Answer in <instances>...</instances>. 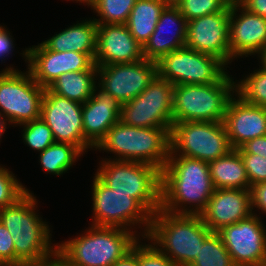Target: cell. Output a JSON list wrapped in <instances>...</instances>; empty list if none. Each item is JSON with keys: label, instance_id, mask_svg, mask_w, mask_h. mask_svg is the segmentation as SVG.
I'll return each instance as SVG.
<instances>
[{"label": "cell", "instance_id": "obj_29", "mask_svg": "<svg viewBox=\"0 0 266 266\" xmlns=\"http://www.w3.org/2000/svg\"><path fill=\"white\" fill-rule=\"evenodd\" d=\"M259 68L235 82V94L243 101L266 108V69L260 64Z\"/></svg>", "mask_w": 266, "mask_h": 266}, {"label": "cell", "instance_id": "obj_33", "mask_svg": "<svg viewBox=\"0 0 266 266\" xmlns=\"http://www.w3.org/2000/svg\"><path fill=\"white\" fill-rule=\"evenodd\" d=\"M231 0H178L174 5L187 21L222 11Z\"/></svg>", "mask_w": 266, "mask_h": 266}, {"label": "cell", "instance_id": "obj_27", "mask_svg": "<svg viewBox=\"0 0 266 266\" xmlns=\"http://www.w3.org/2000/svg\"><path fill=\"white\" fill-rule=\"evenodd\" d=\"M97 86V70L67 72L60 75L47 89L59 96L84 104Z\"/></svg>", "mask_w": 266, "mask_h": 266}, {"label": "cell", "instance_id": "obj_37", "mask_svg": "<svg viewBox=\"0 0 266 266\" xmlns=\"http://www.w3.org/2000/svg\"><path fill=\"white\" fill-rule=\"evenodd\" d=\"M0 264H15V249L12 235L0 221Z\"/></svg>", "mask_w": 266, "mask_h": 266}, {"label": "cell", "instance_id": "obj_47", "mask_svg": "<svg viewBox=\"0 0 266 266\" xmlns=\"http://www.w3.org/2000/svg\"><path fill=\"white\" fill-rule=\"evenodd\" d=\"M0 266H27L24 264H0Z\"/></svg>", "mask_w": 266, "mask_h": 266}, {"label": "cell", "instance_id": "obj_5", "mask_svg": "<svg viewBox=\"0 0 266 266\" xmlns=\"http://www.w3.org/2000/svg\"><path fill=\"white\" fill-rule=\"evenodd\" d=\"M170 130L132 127L119 121L93 149L114 154L110 160L143 162L162 170L170 154Z\"/></svg>", "mask_w": 266, "mask_h": 266}, {"label": "cell", "instance_id": "obj_22", "mask_svg": "<svg viewBox=\"0 0 266 266\" xmlns=\"http://www.w3.org/2000/svg\"><path fill=\"white\" fill-rule=\"evenodd\" d=\"M186 39V18L174 4H168L161 12L155 31L143 46V56L146 60L158 62L170 52L185 47Z\"/></svg>", "mask_w": 266, "mask_h": 266}, {"label": "cell", "instance_id": "obj_38", "mask_svg": "<svg viewBox=\"0 0 266 266\" xmlns=\"http://www.w3.org/2000/svg\"><path fill=\"white\" fill-rule=\"evenodd\" d=\"M250 196L253 214L255 215V211L261 210L262 213L259 211V214L265 213L264 215H266V181L252 185Z\"/></svg>", "mask_w": 266, "mask_h": 266}, {"label": "cell", "instance_id": "obj_1", "mask_svg": "<svg viewBox=\"0 0 266 266\" xmlns=\"http://www.w3.org/2000/svg\"><path fill=\"white\" fill-rule=\"evenodd\" d=\"M214 190L208 162L169 155L161 170L162 210L173 214L200 215Z\"/></svg>", "mask_w": 266, "mask_h": 266}, {"label": "cell", "instance_id": "obj_21", "mask_svg": "<svg viewBox=\"0 0 266 266\" xmlns=\"http://www.w3.org/2000/svg\"><path fill=\"white\" fill-rule=\"evenodd\" d=\"M223 124L232 149L266 135V108L251 105L234 95L227 106Z\"/></svg>", "mask_w": 266, "mask_h": 266}, {"label": "cell", "instance_id": "obj_9", "mask_svg": "<svg viewBox=\"0 0 266 266\" xmlns=\"http://www.w3.org/2000/svg\"><path fill=\"white\" fill-rule=\"evenodd\" d=\"M232 150L223 122L184 121L170 130V154L210 162Z\"/></svg>", "mask_w": 266, "mask_h": 266}, {"label": "cell", "instance_id": "obj_10", "mask_svg": "<svg viewBox=\"0 0 266 266\" xmlns=\"http://www.w3.org/2000/svg\"><path fill=\"white\" fill-rule=\"evenodd\" d=\"M14 66L0 71V113L10 125H21L41 117L45 88L32 77Z\"/></svg>", "mask_w": 266, "mask_h": 266}, {"label": "cell", "instance_id": "obj_48", "mask_svg": "<svg viewBox=\"0 0 266 266\" xmlns=\"http://www.w3.org/2000/svg\"><path fill=\"white\" fill-rule=\"evenodd\" d=\"M165 1L167 4H175L178 0H162Z\"/></svg>", "mask_w": 266, "mask_h": 266}, {"label": "cell", "instance_id": "obj_20", "mask_svg": "<svg viewBox=\"0 0 266 266\" xmlns=\"http://www.w3.org/2000/svg\"><path fill=\"white\" fill-rule=\"evenodd\" d=\"M252 211L250 189H215L200 216L212 232H217L250 217Z\"/></svg>", "mask_w": 266, "mask_h": 266}, {"label": "cell", "instance_id": "obj_34", "mask_svg": "<svg viewBox=\"0 0 266 266\" xmlns=\"http://www.w3.org/2000/svg\"><path fill=\"white\" fill-rule=\"evenodd\" d=\"M0 164V209L14 204L28 190L15 174Z\"/></svg>", "mask_w": 266, "mask_h": 266}, {"label": "cell", "instance_id": "obj_42", "mask_svg": "<svg viewBox=\"0 0 266 266\" xmlns=\"http://www.w3.org/2000/svg\"><path fill=\"white\" fill-rule=\"evenodd\" d=\"M112 266H138V241L129 252L119 258Z\"/></svg>", "mask_w": 266, "mask_h": 266}, {"label": "cell", "instance_id": "obj_4", "mask_svg": "<svg viewBox=\"0 0 266 266\" xmlns=\"http://www.w3.org/2000/svg\"><path fill=\"white\" fill-rule=\"evenodd\" d=\"M80 235L57 243V253L69 266H112L140 238L132 230L91 224Z\"/></svg>", "mask_w": 266, "mask_h": 266}, {"label": "cell", "instance_id": "obj_25", "mask_svg": "<svg viewBox=\"0 0 266 266\" xmlns=\"http://www.w3.org/2000/svg\"><path fill=\"white\" fill-rule=\"evenodd\" d=\"M208 166L215 189H250L245 165L237 149L208 162Z\"/></svg>", "mask_w": 266, "mask_h": 266}, {"label": "cell", "instance_id": "obj_2", "mask_svg": "<svg viewBox=\"0 0 266 266\" xmlns=\"http://www.w3.org/2000/svg\"><path fill=\"white\" fill-rule=\"evenodd\" d=\"M37 203L34 193L27 191L14 204L0 209V221L14 242L15 264L37 263L57 252L48 221L37 213Z\"/></svg>", "mask_w": 266, "mask_h": 266}, {"label": "cell", "instance_id": "obj_32", "mask_svg": "<svg viewBox=\"0 0 266 266\" xmlns=\"http://www.w3.org/2000/svg\"><path fill=\"white\" fill-rule=\"evenodd\" d=\"M18 126L23 128L21 133L24 144H27L34 151L43 152L55 142L52 130L41 118Z\"/></svg>", "mask_w": 266, "mask_h": 266}, {"label": "cell", "instance_id": "obj_46", "mask_svg": "<svg viewBox=\"0 0 266 266\" xmlns=\"http://www.w3.org/2000/svg\"><path fill=\"white\" fill-rule=\"evenodd\" d=\"M71 1H76L77 3L79 2V3H81V5L83 3V4L88 5L89 7H91L95 3L96 0H71Z\"/></svg>", "mask_w": 266, "mask_h": 266}, {"label": "cell", "instance_id": "obj_19", "mask_svg": "<svg viewBox=\"0 0 266 266\" xmlns=\"http://www.w3.org/2000/svg\"><path fill=\"white\" fill-rule=\"evenodd\" d=\"M142 59L143 46L132 36L126 24H97L96 66L133 63Z\"/></svg>", "mask_w": 266, "mask_h": 266}, {"label": "cell", "instance_id": "obj_28", "mask_svg": "<svg viewBox=\"0 0 266 266\" xmlns=\"http://www.w3.org/2000/svg\"><path fill=\"white\" fill-rule=\"evenodd\" d=\"M83 154L78 147L72 144L54 142L39 153V163L47 174L63 176V173L69 171Z\"/></svg>", "mask_w": 266, "mask_h": 266}, {"label": "cell", "instance_id": "obj_40", "mask_svg": "<svg viewBox=\"0 0 266 266\" xmlns=\"http://www.w3.org/2000/svg\"><path fill=\"white\" fill-rule=\"evenodd\" d=\"M11 34V35H10ZM14 39L12 36V33L10 32V30H8V28L6 29L5 25L4 26H0V59H1V63L5 62L7 56L12 55L13 52V48H14ZM5 58V59H4Z\"/></svg>", "mask_w": 266, "mask_h": 266}, {"label": "cell", "instance_id": "obj_6", "mask_svg": "<svg viewBox=\"0 0 266 266\" xmlns=\"http://www.w3.org/2000/svg\"><path fill=\"white\" fill-rule=\"evenodd\" d=\"M95 175L110 189L130 194L151 215L161 208V170L143 162L101 158Z\"/></svg>", "mask_w": 266, "mask_h": 266}, {"label": "cell", "instance_id": "obj_11", "mask_svg": "<svg viewBox=\"0 0 266 266\" xmlns=\"http://www.w3.org/2000/svg\"><path fill=\"white\" fill-rule=\"evenodd\" d=\"M156 63L158 76L173 86L216 83L228 71L217 57L187 47L170 52Z\"/></svg>", "mask_w": 266, "mask_h": 266}, {"label": "cell", "instance_id": "obj_8", "mask_svg": "<svg viewBox=\"0 0 266 266\" xmlns=\"http://www.w3.org/2000/svg\"><path fill=\"white\" fill-rule=\"evenodd\" d=\"M92 184L93 220L91 225L118 227L127 230L135 228L136 234L138 233L136 231L138 226L142 230L138 233L139 237L141 235V238H146L150 229L152 215L130 194L115 192L95 174Z\"/></svg>", "mask_w": 266, "mask_h": 266}, {"label": "cell", "instance_id": "obj_3", "mask_svg": "<svg viewBox=\"0 0 266 266\" xmlns=\"http://www.w3.org/2000/svg\"><path fill=\"white\" fill-rule=\"evenodd\" d=\"M212 233L200 215L173 214L160 208L152 215L144 241L152 242L177 266H189Z\"/></svg>", "mask_w": 266, "mask_h": 266}, {"label": "cell", "instance_id": "obj_36", "mask_svg": "<svg viewBox=\"0 0 266 266\" xmlns=\"http://www.w3.org/2000/svg\"><path fill=\"white\" fill-rule=\"evenodd\" d=\"M250 186L266 181V158L255 154H241Z\"/></svg>", "mask_w": 266, "mask_h": 266}, {"label": "cell", "instance_id": "obj_43", "mask_svg": "<svg viewBox=\"0 0 266 266\" xmlns=\"http://www.w3.org/2000/svg\"><path fill=\"white\" fill-rule=\"evenodd\" d=\"M27 266H69L65 260L56 252L53 256L38 261L37 263H32Z\"/></svg>", "mask_w": 266, "mask_h": 266}, {"label": "cell", "instance_id": "obj_45", "mask_svg": "<svg viewBox=\"0 0 266 266\" xmlns=\"http://www.w3.org/2000/svg\"><path fill=\"white\" fill-rule=\"evenodd\" d=\"M260 60V65L266 69V48L257 57Z\"/></svg>", "mask_w": 266, "mask_h": 266}, {"label": "cell", "instance_id": "obj_12", "mask_svg": "<svg viewBox=\"0 0 266 266\" xmlns=\"http://www.w3.org/2000/svg\"><path fill=\"white\" fill-rule=\"evenodd\" d=\"M174 86L158 75L136 98L121 106L120 121L139 128H171Z\"/></svg>", "mask_w": 266, "mask_h": 266}, {"label": "cell", "instance_id": "obj_7", "mask_svg": "<svg viewBox=\"0 0 266 266\" xmlns=\"http://www.w3.org/2000/svg\"><path fill=\"white\" fill-rule=\"evenodd\" d=\"M229 71L216 83L174 85L173 123L184 121L223 122L235 82Z\"/></svg>", "mask_w": 266, "mask_h": 266}, {"label": "cell", "instance_id": "obj_14", "mask_svg": "<svg viewBox=\"0 0 266 266\" xmlns=\"http://www.w3.org/2000/svg\"><path fill=\"white\" fill-rule=\"evenodd\" d=\"M256 212L216 233L236 266H266V229Z\"/></svg>", "mask_w": 266, "mask_h": 266}, {"label": "cell", "instance_id": "obj_30", "mask_svg": "<svg viewBox=\"0 0 266 266\" xmlns=\"http://www.w3.org/2000/svg\"><path fill=\"white\" fill-rule=\"evenodd\" d=\"M189 266H236L220 236L213 232L200 246L199 253Z\"/></svg>", "mask_w": 266, "mask_h": 266}, {"label": "cell", "instance_id": "obj_44", "mask_svg": "<svg viewBox=\"0 0 266 266\" xmlns=\"http://www.w3.org/2000/svg\"><path fill=\"white\" fill-rule=\"evenodd\" d=\"M7 123L9 124L10 122L4 119V117L0 113V141H1V137L3 136L4 132L7 129V125H8Z\"/></svg>", "mask_w": 266, "mask_h": 266}, {"label": "cell", "instance_id": "obj_18", "mask_svg": "<svg viewBox=\"0 0 266 266\" xmlns=\"http://www.w3.org/2000/svg\"><path fill=\"white\" fill-rule=\"evenodd\" d=\"M265 48L266 19L249 12L237 0H231L229 17L231 61L240 57L252 55L255 57L256 54L258 56Z\"/></svg>", "mask_w": 266, "mask_h": 266}, {"label": "cell", "instance_id": "obj_41", "mask_svg": "<svg viewBox=\"0 0 266 266\" xmlns=\"http://www.w3.org/2000/svg\"><path fill=\"white\" fill-rule=\"evenodd\" d=\"M245 9L266 19V0H237Z\"/></svg>", "mask_w": 266, "mask_h": 266}, {"label": "cell", "instance_id": "obj_15", "mask_svg": "<svg viewBox=\"0 0 266 266\" xmlns=\"http://www.w3.org/2000/svg\"><path fill=\"white\" fill-rule=\"evenodd\" d=\"M82 107L83 104L45 88L40 118L52 130L55 142L72 144L85 154L93 148L84 140Z\"/></svg>", "mask_w": 266, "mask_h": 266}, {"label": "cell", "instance_id": "obj_17", "mask_svg": "<svg viewBox=\"0 0 266 266\" xmlns=\"http://www.w3.org/2000/svg\"><path fill=\"white\" fill-rule=\"evenodd\" d=\"M229 17L230 3L220 12L187 21L185 47L217 57L229 68Z\"/></svg>", "mask_w": 266, "mask_h": 266}, {"label": "cell", "instance_id": "obj_24", "mask_svg": "<svg viewBox=\"0 0 266 266\" xmlns=\"http://www.w3.org/2000/svg\"><path fill=\"white\" fill-rule=\"evenodd\" d=\"M97 23L86 18L68 26L41 42L51 51H75L87 54L93 61L96 54Z\"/></svg>", "mask_w": 266, "mask_h": 266}, {"label": "cell", "instance_id": "obj_26", "mask_svg": "<svg viewBox=\"0 0 266 266\" xmlns=\"http://www.w3.org/2000/svg\"><path fill=\"white\" fill-rule=\"evenodd\" d=\"M167 5L162 0H136L126 26L141 46L145 45L155 31L161 12Z\"/></svg>", "mask_w": 266, "mask_h": 266}, {"label": "cell", "instance_id": "obj_31", "mask_svg": "<svg viewBox=\"0 0 266 266\" xmlns=\"http://www.w3.org/2000/svg\"><path fill=\"white\" fill-rule=\"evenodd\" d=\"M136 0H96L91 10L99 16L93 17L97 24H126Z\"/></svg>", "mask_w": 266, "mask_h": 266}, {"label": "cell", "instance_id": "obj_13", "mask_svg": "<svg viewBox=\"0 0 266 266\" xmlns=\"http://www.w3.org/2000/svg\"><path fill=\"white\" fill-rule=\"evenodd\" d=\"M157 75V63L145 58L97 66V86L122 105L140 95Z\"/></svg>", "mask_w": 266, "mask_h": 266}, {"label": "cell", "instance_id": "obj_16", "mask_svg": "<svg viewBox=\"0 0 266 266\" xmlns=\"http://www.w3.org/2000/svg\"><path fill=\"white\" fill-rule=\"evenodd\" d=\"M22 51V57H24L25 63H28L27 69L33 79L44 88L67 72L97 70L94 61L84 53L51 51L42 43Z\"/></svg>", "mask_w": 266, "mask_h": 266}, {"label": "cell", "instance_id": "obj_35", "mask_svg": "<svg viewBox=\"0 0 266 266\" xmlns=\"http://www.w3.org/2000/svg\"><path fill=\"white\" fill-rule=\"evenodd\" d=\"M143 239L138 240V266H177L152 242L143 244Z\"/></svg>", "mask_w": 266, "mask_h": 266}, {"label": "cell", "instance_id": "obj_39", "mask_svg": "<svg viewBox=\"0 0 266 266\" xmlns=\"http://www.w3.org/2000/svg\"><path fill=\"white\" fill-rule=\"evenodd\" d=\"M237 150L240 154H255L266 158V135L247 141Z\"/></svg>", "mask_w": 266, "mask_h": 266}, {"label": "cell", "instance_id": "obj_23", "mask_svg": "<svg viewBox=\"0 0 266 266\" xmlns=\"http://www.w3.org/2000/svg\"><path fill=\"white\" fill-rule=\"evenodd\" d=\"M121 104L98 86L82 107L84 140L94 148L105 134L120 121Z\"/></svg>", "mask_w": 266, "mask_h": 266}]
</instances>
